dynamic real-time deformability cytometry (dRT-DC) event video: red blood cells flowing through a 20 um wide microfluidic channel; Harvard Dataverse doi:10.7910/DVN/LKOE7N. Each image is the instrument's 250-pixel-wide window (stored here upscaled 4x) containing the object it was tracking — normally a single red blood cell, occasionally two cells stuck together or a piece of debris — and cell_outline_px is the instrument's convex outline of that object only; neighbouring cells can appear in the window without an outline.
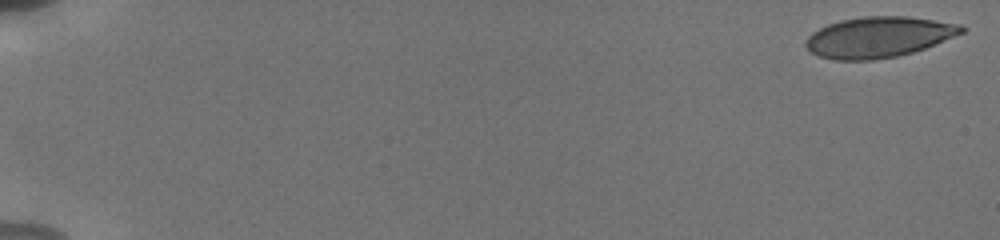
{"species": "human", "species_latin": "Homo sapiens", "temperature_condition": "cold", "stored_images_in_passage": 43, "camera_frame_rate_fps": 3000, "um_per_image_px": 0.085, "donor": {"sex": "male"}, "frame": {"image": 1, "passage_image": 1, "time_ms": 0.0, "image_size_px": [1000, 240], "cell_outline_px": [[968, 28], [964, 32], [924, 48], [912, 52], [896, 56], [872, 60], [836, 60], [820, 56], [812, 52], [804, 44], [804, 40], [812, 32], [828, 24], [840, 20], [864, 16], [908, 16], [964, 24]], "centroid_in_image_um": [74.7, 3.14], "position_along_channel_um": 10.3, "area_um2": 36.99}}
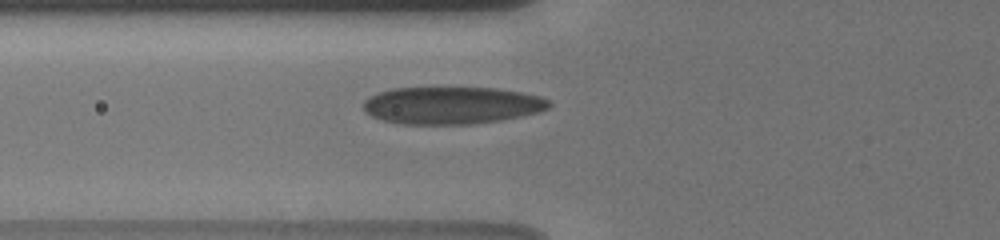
{"frame": {"image": 2, "passage_image": 18, "time_ms": 7.0, "image_size_px": [1000, 240], "cell_outline_px": [[552, 104], [548, 108], [540, 112], [524, 116], [500, 120], [472, 124], [404, 124], [384, 120], [372, 116], [364, 112], [364, 100], [380, 92], [392, 88], [496, 88], [520, 92], [540, 96], [548, 100]], "centroid_in_image_um": [38.43, 8.96], "position_along_channel_um": 87.4, "area_um2": 40.29}}
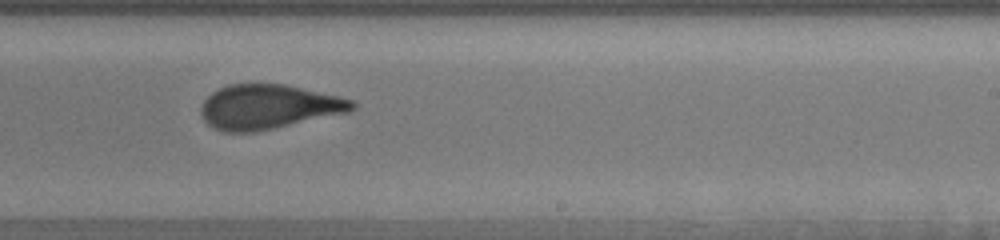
{"frame": {"image": 3, "passage_image": 31, "time_ms": 11.667, "image_size_px": [1000, 240], "cell_outline_px": [[356, 108], [348, 112], [256, 132], [224, 132], [208, 124], [204, 120], [200, 112], [200, 108], [204, 100], [212, 92], [228, 84], [284, 84], [336, 96], [352, 100], [356, 104]], "centroid_in_image_um": [22.78, 9.08], "position_along_channel_um": 266.2, "area_um2": 38.84}, "authors_computed_cell_mechanics": {"area_um2": 38.8416, "velocity_mm_per_s": 3.8321, "shape_relaxation_time_tau1_ms": 4.6717, "shape_relaxation_time_tau2_ms": 1.1247, "deformation_change_tau1": 0.178, "deformation_change_tau2": 0.0786}}